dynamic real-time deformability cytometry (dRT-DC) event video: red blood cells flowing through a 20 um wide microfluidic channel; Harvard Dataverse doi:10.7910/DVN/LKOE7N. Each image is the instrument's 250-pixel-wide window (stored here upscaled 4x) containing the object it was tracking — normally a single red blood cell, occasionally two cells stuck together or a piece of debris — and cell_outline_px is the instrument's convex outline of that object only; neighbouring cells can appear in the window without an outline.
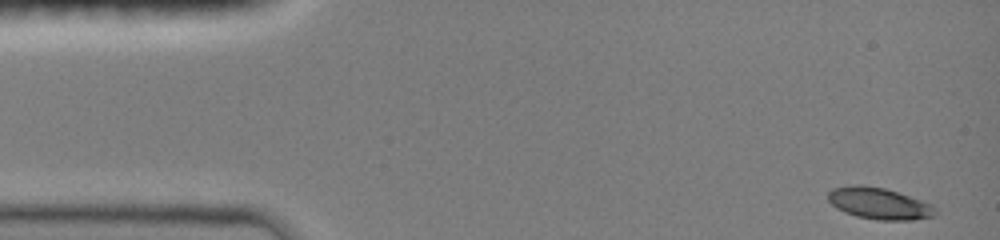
{"species": "common noctule bat (a hibernating species)", "species_latin": "Nyctalus noctula", "temperature_condition": "room temperature", "stored_images_in_passage": 44, "camera_frame_rate_fps": 3000, "um_per_image_px": 0.085, "animal": {"sex": "female", "body_mass_g": 19.0, "forearm_length_mm": 51.5}, "frame": {"image": 1, "passage_image": 1, "time_ms": 0.0, "image_size_px": [1000, 240], "cell_outline_px": [[936, 216], [912, 220], [876, 220], [856, 216], [844, 212], [836, 208], [828, 200], [828, 192], [832, 188], [852, 184], [860, 184], [884, 188], [932, 204], [936, 208]], "centroid_in_image_um": [74.7, 17.29], "position_along_channel_um": 10.3, "area_um2": 19.83}}
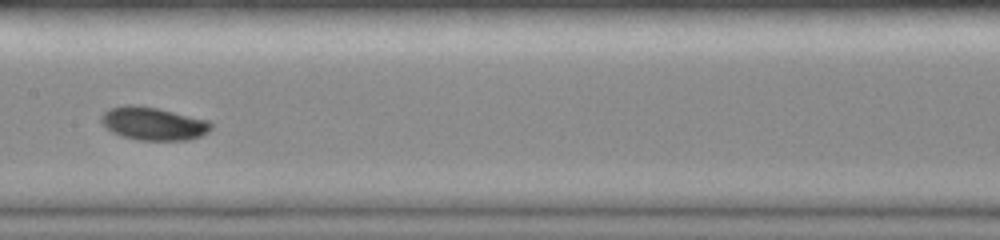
{"frame": {"image": 2, "passage_image": 23, "time_ms": 7.333, "image_size_px": [1000, 240], "cell_outline_px": [[212, 128], [208, 132], [200, 136], [188, 140], [140, 140], [120, 136], [112, 132], [100, 120], [100, 116], [108, 108], [124, 104], [132, 104], [156, 108], [208, 120], [212, 124]], "centroid_in_image_um": [13.0, 10.5], "position_along_channel_um": 194.4, "area_um2": 21.15}}
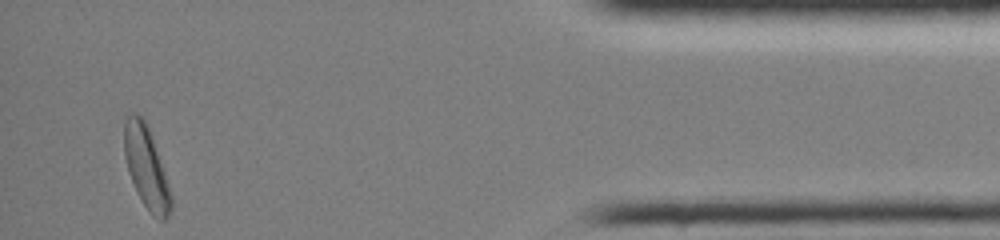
{"frame": {"image": 3, "passage_image": 44, "time_ms": 14.333, "image_size_px": [1000, 240], "cell_outline_px": [[172, 208], [168, 216], [164, 220], [160, 220], [152, 216], [144, 204], [128, 172], [124, 156], [124, 120], [128, 112], [136, 112], [144, 120], [152, 136], [172, 196]], "centroid_in_image_um": [12.42, 14.2], "position_along_channel_um": 422.8, "area_um2": 22.08}, "authors_computed_cell_mechanics": {"area_um2": 19.8254, "velocity_mm_per_s": 4.001, "shape_relaxation_time_tau1_ms": 1.4491, "shape_relaxation_time_tau2_ms": null, "deformation_change_tau1": 0.1159, "deformation_change_tau2": null}}